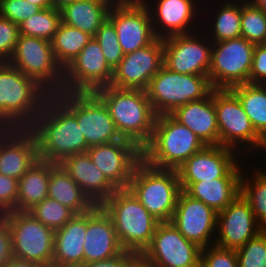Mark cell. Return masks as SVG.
I'll return each mask as SVG.
<instances>
[{
    "label": "cell",
    "mask_w": 266,
    "mask_h": 267,
    "mask_svg": "<svg viewBox=\"0 0 266 267\" xmlns=\"http://www.w3.org/2000/svg\"><path fill=\"white\" fill-rule=\"evenodd\" d=\"M26 1L39 6L41 9H47L51 7L50 0H26Z\"/></svg>",
    "instance_id": "cell-52"
},
{
    "label": "cell",
    "mask_w": 266,
    "mask_h": 267,
    "mask_svg": "<svg viewBox=\"0 0 266 267\" xmlns=\"http://www.w3.org/2000/svg\"><path fill=\"white\" fill-rule=\"evenodd\" d=\"M194 33L173 35L163 39V65L170 71L179 74L208 75L213 42L208 37L202 39V34L199 38L198 34Z\"/></svg>",
    "instance_id": "cell-16"
},
{
    "label": "cell",
    "mask_w": 266,
    "mask_h": 267,
    "mask_svg": "<svg viewBox=\"0 0 266 267\" xmlns=\"http://www.w3.org/2000/svg\"><path fill=\"white\" fill-rule=\"evenodd\" d=\"M13 258L12 235L7 221L0 216V267Z\"/></svg>",
    "instance_id": "cell-47"
},
{
    "label": "cell",
    "mask_w": 266,
    "mask_h": 267,
    "mask_svg": "<svg viewBox=\"0 0 266 267\" xmlns=\"http://www.w3.org/2000/svg\"><path fill=\"white\" fill-rule=\"evenodd\" d=\"M127 267H156L143 253L129 252Z\"/></svg>",
    "instance_id": "cell-49"
},
{
    "label": "cell",
    "mask_w": 266,
    "mask_h": 267,
    "mask_svg": "<svg viewBox=\"0 0 266 267\" xmlns=\"http://www.w3.org/2000/svg\"><path fill=\"white\" fill-rule=\"evenodd\" d=\"M238 267H266V229L236 249Z\"/></svg>",
    "instance_id": "cell-41"
},
{
    "label": "cell",
    "mask_w": 266,
    "mask_h": 267,
    "mask_svg": "<svg viewBox=\"0 0 266 267\" xmlns=\"http://www.w3.org/2000/svg\"><path fill=\"white\" fill-rule=\"evenodd\" d=\"M241 37L255 45L266 40V13L247 0L241 3Z\"/></svg>",
    "instance_id": "cell-38"
},
{
    "label": "cell",
    "mask_w": 266,
    "mask_h": 267,
    "mask_svg": "<svg viewBox=\"0 0 266 267\" xmlns=\"http://www.w3.org/2000/svg\"><path fill=\"white\" fill-rule=\"evenodd\" d=\"M255 44L243 37L213 42L208 77L213 89L249 83Z\"/></svg>",
    "instance_id": "cell-12"
},
{
    "label": "cell",
    "mask_w": 266,
    "mask_h": 267,
    "mask_svg": "<svg viewBox=\"0 0 266 267\" xmlns=\"http://www.w3.org/2000/svg\"><path fill=\"white\" fill-rule=\"evenodd\" d=\"M110 8L111 5L103 0H76L60 10L61 20L94 37L108 18Z\"/></svg>",
    "instance_id": "cell-29"
},
{
    "label": "cell",
    "mask_w": 266,
    "mask_h": 267,
    "mask_svg": "<svg viewBox=\"0 0 266 267\" xmlns=\"http://www.w3.org/2000/svg\"><path fill=\"white\" fill-rule=\"evenodd\" d=\"M48 130L49 149L59 164L64 158L87 152L89 146L77 123V117L51 95L36 117Z\"/></svg>",
    "instance_id": "cell-11"
},
{
    "label": "cell",
    "mask_w": 266,
    "mask_h": 267,
    "mask_svg": "<svg viewBox=\"0 0 266 267\" xmlns=\"http://www.w3.org/2000/svg\"><path fill=\"white\" fill-rule=\"evenodd\" d=\"M103 1L109 3L112 6L113 4H117L123 0H103Z\"/></svg>",
    "instance_id": "cell-54"
},
{
    "label": "cell",
    "mask_w": 266,
    "mask_h": 267,
    "mask_svg": "<svg viewBox=\"0 0 266 267\" xmlns=\"http://www.w3.org/2000/svg\"><path fill=\"white\" fill-rule=\"evenodd\" d=\"M113 69L102 48L93 37L74 60L63 70L62 92H90L109 86Z\"/></svg>",
    "instance_id": "cell-13"
},
{
    "label": "cell",
    "mask_w": 266,
    "mask_h": 267,
    "mask_svg": "<svg viewBox=\"0 0 266 267\" xmlns=\"http://www.w3.org/2000/svg\"><path fill=\"white\" fill-rule=\"evenodd\" d=\"M94 38L102 48L106 62L114 70L124 57L114 25L106 19Z\"/></svg>",
    "instance_id": "cell-40"
},
{
    "label": "cell",
    "mask_w": 266,
    "mask_h": 267,
    "mask_svg": "<svg viewBox=\"0 0 266 267\" xmlns=\"http://www.w3.org/2000/svg\"><path fill=\"white\" fill-rule=\"evenodd\" d=\"M206 145L170 114L157 115L150 142L142 159L156 168L177 170L190 156Z\"/></svg>",
    "instance_id": "cell-3"
},
{
    "label": "cell",
    "mask_w": 266,
    "mask_h": 267,
    "mask_svg": "<svg viewBox=\"0 0 266 267\" xmlns=\"http://www.w3.org/2000/svg\"><path fill=\"white\" fill-rule=\"evenodd\" d=\"M230 90L238 97L256 133L266 142V84L245 83Z\"/></svg>",
    "instance_id": "cell-32"
},
{
    "label": "cell",
    "mask_w": 266,
    "mask_h": 267,
    "mask_svg": "<svg viewBox=\"0 0 266 267\" xmlns=\"http://www.w3.org/2000/svg\"><path fill=\"white\" fill-rule=\"evenodd\" d=\"M94 93L109 109L120 136L142 150L152 138L157 118L146 90L119 89L109 85Z\"/></svg>",
    "instance_id": "cell-1"
},
{
    "label": "cell",
    "mask_w": 266,
    "mask_h": 267,
    "mask_svg": "<svg viewBox=\"0 0 266 267\" xmlns=\"http://www.w3.org/2000/svg\"><path fill=\"white\" fill-rule=\"evenodd\" d=\"M164 64L163 39L156 38L151 44L124 54L113 70L110 86L119 89L146 90L151 78Z\"/></svg>",
    "instance_id": "cell-18"
},
{
    "label": "cell",
    "mask_w": 266,
    "mask_h": 267,
    "mask_svg": "<svg viewBox=\"0 0 266 267\" xmlns=\"http://www.w3.org/2000/svg\"><path fill=\"white\" fill-rule=\"evenodd\" d=\"M142 1L150 12L153 30L157 38L164 39L173 35L195 32L193 28H196L195 26L198 24H193V22L197 23L196 19L199 17V14H196L199 12V8H196L198 6L194 2L195 0H156V3H153L154 7L151 1Z\"/></svg>",
    "instance_id": "cell-22"
},
{
    "label": "cell",
    "mask_w": 266,
    "mask_h": 267,
    "mask_svg": "<svg viewBox=\"0 0 266 267\" xmlns=\"http://www.w3.org/2000/svg\"><path fill=\"white\" fill-rule=\"evenodd\" d=\"M83 249L84 264L111 259L124 251L118 241L112 219L100 205L87 212V232Z\"/></svg>",
    "instance_id": "cell-23"
},
{
    "label": "cell",
    "mask_w": 266,
    "mask_h": 267,
    "mask_svg": "<svg viewBox=\"0 0 266 267\" xmlns=\"http://www.w3.org/2000/svg\"><path fill=\"white\" fill-rule=\"evenodd\" d=\"M8 63L36 80L51 95L62 92L63 68L55 59L50 41L19 35Z\"/></svg>",
    "instance_id": "cell-8"
},
{
    "label": "cell",
    "mask_w": 266,
    "mask_h": 267,
    "mask_svg": "<svg viewBox=\"0 0 266 267\" xmlns=\"http://www.w3.org/2000/svg\"><path fill=\"white\" fill-rule=\"evenodd\" d=\"M236 150L221 145H206L190 156L178 169L180 182H199L216 178H241Z\"/></svg>",
    "instance_id": "cell-17"
},
{
    "label": "cell",
    "mask_w": 266,
    "mask_h": 267,
    "mask_svg": "<svg viewBox=\"0 0 266 267\" xmlns=\"http://www.w3.org/2000/svg\"><path fill=\"white\" fill-rule=\"evenodd\" d=\"M48 197L75 214L86 213L96 206L59 164L50 171Z\"/></svg>",
    "instance_id": "cell-30"
},
{
    "label": "cell",
    "mask_w": 266,
    "mask_h": 267,
    "mask_svg": "<svg viewBox=\"0 0 266 267\" xmlns=\"http://www.w3.org/2000/svg\"><path fill=\"white\" fill-rule=\"evenodd\" d=\"M200 267H238L236 250L211 245L201 249Z\"/></svg>",
    "instance_id": "cell-42"
},
{
    "label": "cell",
    "mask_w": 266,
    "mask_h": 267,
    "mask_svg": "<svg viewBox=\"0 0 266 267\" xmlns=\"http://www.w3.org/2000/svg\"><path fill=\"white\" fill-rule=\"evenodd\" d=\"M129 252L123 251L120 255L98 262L85 263L80 267H127L129 262Z\"/></svg>",
    "instance_id": "cell-48"
},
{
    "label": "cell",
    "mask_w": 266,
    "mask_h": 267,
    "mask_svg": "<svg viewBox=\"0 0 266 267\" xmlns=\"http://www.w3.org/2000/svg\"><path fill=\"white\" fill-rule=\"evenodd\" d=\"M41 8L26 0H2L0 3V15L19 25Z\"/></svg>",
    "instance_id": "cell-43"
},
{
    "label": "cell",
    "mask_w": 266,
    "mask_h": 267,
    "mask_svg": "<svg viewBox=\"0 0 266 267\" xmlns=\"http://www.w3.org/2000/svg\"><path fill=\"white\" fill-rule=\"evenodd\" d=\"M249 1L254 7L262 9L266 13V0H247Z\"/></svg>",
    "instance_id": "cell-53"
},
{
    "label": "cell",
    "mask_w": 266,
    "mask_h": 267,
    "mask_svg": "<svg viewBox=\"0 0 266 267\" xmlns=\"http://www.w3.org/2000/svg\"><path fill=\"white\" fill-rule=\"evenodd\" d=\"M0 130L29 156L34 165H58L49 149L48 130L37 118L5 122Z\"/></svg>",
    "instance_id": "cell-24"
},
{
    "label": "cell",
    "mask_w": 266,
    "mask_h": 267,
    "mask_svg": "<svg viewBox=\"0 0 266 267\" xmlns=\"http://www.w3.org/2000/svg\"><path fill=\"white\" fill-rule=\"evenodd\" d=\"M18 196V180L0 174V216L16 211Z\"/></svg>",
    "instance_id": "cell-45"
},
{
    "label": "cell",
    "mask_w": 266,
    "mask_h": 267,
    "mask_svg": "<svg viewBox=\"0 0 266 267\" xmlns=\"http://www.w3.org/2000/svg\"><path fill=\"white\" fill-rule=\"evenodd\" d=\"M55 166L33 165L18 180L16 211L28 212L48 197L50 171Z\"/></svg>",
    "instance_id": "cell-31"
},
{
    "label": "cell",
    "mask_w": 266,
    "mask_h": 267,
    "mask_svg": "<svg viewBox=\"0 0 266 267\" xmlns=\"http://www.w3.org/2000/svg\"><path fill=\"white\" fill-rule=\"evenodd\" d=\"M1 216L11 230L13 257L52 267L55 231L29 212L10 211Z\"/></svg>",
    "instance_id": "cell-9"
},
{
    "label": "cell",
    "mask_w": 266,
    "mask_h": 267,
    "mask_svg": "<svg viewBox=\"0 0 266 267\" xmlns=\"http://www.w3.org/2000/svg\"><path fill=\"white\" fill-rule=\"evenodd\" d=\"M263 230L249 202L240 193L224 210L218 212L214 245L236 250Z\"/></svg>",
    "instance_id": "cell-21"
},
{
    "label": "cell",
    "mask_w": 266,
    "mask_h": 267,
    "mask_svg": "<svg viewBox=\"0 0 266 267\" xmlns=\"http://www.w3.org/2000/svg\"><path fill=\"white\" fill-rule=\"evenodd\" d=\"M92 38L93 36L80 29L68 26L63 22L60 23L51 44L55 59L63 70Z\"/></svg>",
    "instance_id": "cell-33"
},
{
    "label": "cell",
    "mask_w": 266,
    "mask_h": 267,
    "mask_svg": "<svg viewBox=\"0 0 266 267\" xmlns=\"http://www.w3.org/2000/svg\"><path fill=\"white\" fill-rule=\"evenodd\" d=\"M128 189L159 222L171 221L181 191L177 170L156 168L141 159Z\"/></svg>",
    "instance_id": "cell-4"
},
{
    "label": "cell",
    "mask_w": 266,
    "mask_h": 267,
    "mask_svg": "<svg viewBox=\"0 0 266 267\" xmlns=\"http://www.w3.org/2000/svg\"><path fill=\"white\" fill-rule=\"evenodd\" d=\"M213 101L219 145L234 149L238 154L241 151L244 155L253 152L252 150H264L265 141L256 133L238 97L230 89H213Z\"/></svg>",
    "instance_id": "cell-7"
},
{
    "label": "cell",
    "mask_w": 266,
    "mask_h": 267,
    "mask_svg": "<svg viewBox=\"0 0 266 267\" xmlns=\"http://www.w3.org/2000/svg\"><path fill=\"white\" fill-rule=\"evenodd\" d=\"M201 249L168 221L159 222L143 254L156 267H200Z\"/></svg>",
    "instance_id": "cell-15"
},
{
    "label": "cell",
    "mask_w": 266,
    "mask_h": 267,
    "mask_svg": "<svg viewBox=\"0 0 266 267\" xmlns=\"http://www.w3.org/2000/svg\"><path fill=\"white\" fill-rule=\"evenodd\" d=\"M19 35V25L0 15V62L11 58Z\"/></svg>",
    "instance_id": "cell-44"
},
{
    "label": "cell",
    "mask_w": 266,
    "mask_h": 267,
    "mask_svg": "<svg viewBox=\"0 0 266 267\" xmlns=\"http://www.w3.org/2000/svg\"><path fill=\"white\" fill-rule=\"evenodd\" d=\"M61 22L60 10L52 7L41 9L19 24V33L51 42Z\"/></svg>",
    "instance_id": "cell-36"
},
{
    "label": "cell",
    "mask_w": 266,
    "mask_h": 267,
    "mask_svg": "<svg viewBox=\"0 0 266 267\" xmlns=\"http://www.w3.org/2000/svg\"><path fill=\"white\" fill-rule=\"evenodd\" d=\"M241 2L242 0L237 4L235 1L227 0L219 7L218 13L213 14L215 20L211 18L212 26L209 27L212 37L208 34L212 42L241 37Z\"/></svg>",
    "instance_id": "cell-34"
},
{
    "label": "cell",
    "mask_w": 266,
    "mask_h": 267,
    "mask_svg": "<svg viewBox=\"0 0 266 267\" xmlns=\"http://www.w3.org/2000/svg\"><path fill=\"white\" fill-rule=\"evenodd\" d=\"M1 267H45V266L35 262L24 261L13 257L11 260L3 264Z\"/></svg>",
    "instance_id": "cell-50"
},
{
    "label": "cell",
    "mask_w": 266,
    "mask_h": 267,
    "mask_svg": "<svg viewBox=\"0 0 266 267\" xmlns=\"http://www.w3.org/2000/svg\"><path fill=\"white\" fill-rule=\"evenodd\" d=\"M76 0H50L51 7L57 10L63 9L66 5L72 4Z\"/></svg>",
    "instance_id": "cell-51"
},
{
    "label": "cell",
    "mask_w": 266,
    "mask_h": 267,
    "mask_svg": "<svg viewBox=\"0 0 266 267\" xmlns=\"http://www.w3.org/2000/svg\"><path fill=\"white\" fill-rule=\"evenodd\" d=\"M217 214L213 208L181 190L170 222L187 240L205 248L214 245Z\"/></svg>",
    "instance_id": "cell-19"
},
{
    "label": "cell",
    "mask_w": 266,
    "mask_h": 267,
    "mask_svg": "<svg viewBox=\"0 0 266 267\" xmlns=\"http://www.w3.org/2000/svg\"><path fill=\"white\" fill-rule=\"evenodd\" d=\"M33 165L29 156L0 130V174L19 180Z\"/></svg>",
    "instance_id": "cell-37"
},
{
    "label": "cell",
    "mask_w": 266,
    "mask_h": 267,
    "mask_svg": "<svg viewBox=\"0 0 266 267\" xmlns=\"http://www.w3.org/2000/svg\"><path fill=\"white\" fill-rule=\"evenodd\" d=\"M87 212L75 214L54 233L52 267H80L84 264Z\"/></svg>",
    "instance_id": "cell-26"
},
{
    "label": "cell",
    "mask_w": 266,
    "mask_h": 267,
    "mask_svg": "<svg viewBox=\"0 0 266 267\" xmlns=\"http://www.w3.org/2000/svg\"><path fill=\"white\" fill-rule=\"evenodd\" d=\"M55 96L77 117L89 147L123 139L109 109L95 93L61 92Z\"/></svg>",
    "instance_id": "cell-10"
},
{
    "label": "cell",
    "mask_w": 266,
    "mask_h": 267,
    "mask_svg": "<svg viewBox=\"0 0 266 267\" xmlns=\"http://www.w3.org/2000/svg\"><path fill=\"white\" fill-rule=\"evenodd\" d=\"M59 165L95 205H101L117 190L87 152L68 156Z\"/></svg>",
    "instance_id": "cell-25"
},
{
    "label": "cell",
    "mask_w": 266,
    "mask_h": 267,
    "mask_svg": "<svg viewBox=\"0 0 266 267\" xmlns=\"http://www.w3.org/2000/svg\"><path fill=\"white\" fill-rule=\"evenodd\" d=\"M257 170L252 171L251 180L242 173L241 195L249 202L257 222L266 229V171Z\"/></svg>",
    "instance_id": "cell-35"
},
{
    "label": "cell",
    "mask_w": 266,
    "mask_h": 267,
    "mask_svg": "<svg viewBox=\"0 0 266 267\" xmlns=\"http://www.w3.org/2000/svg\"><path fill=\"white\" fill-rule=\"evenodd\" d=\"M181 190L200 200L217 213L224 210L240 193L241 178H216L199 182H180Z\"/></svg>",
    "instance_id": "cell-28"
},
{
    "label": "cell",
    "mask_w": 266,
    "mask_h": 267,
    "mask_svg": "<svg viewBox=\"0 0 266 267\" xmlns=\"http://www.w3.org/2000/svg\"><path fill=\"white\" fill-rule=\"evenodd\" d=\"M113 221L125 251L143 253L150 245L159 221L128 189H117L101 205Z\"/></svg>",
    "instance_id": "cell-2"
},
{
    "label": "cell",
    "mask_w": 266,
    "mask_h": 267,
    "mask_svg": "<svg viewBox=\"0 0 266 267\" xmlns=\"http://www.w3.org/2000/svg\"><path fill=\"white\" fill-rule=\"evenodd\" d=\"M213 90L208 75L179 74L164 65L151 78L146 93L157 115L207 97Z\"/></svg>",
    "instance_id": "cell-6"
},
{
    "label": "cell",
    "mask_w": 266,
    "mask_h": 267,
    "mask_svg": "<svg viewBox=\"0 0 266 267\" xmlns=\"http://www.w3.org/2000/svg\"><path fill=\"white\" fill-rule=\"evenodd\" d=\"M249 83L266 84V47L263 44L254 47Z\"/></svg>",
    "instance_id": "cell-46"
},
{
    "label": "cell",
    "mask_w": 266,
    "mask_h": 267,
    "mask_svg": "<svg viewBox=\"0 0 266 267\" xmlns=\"http://www.w3.org/2000/svg\"><path fill=\"white\" fill-rule=\"evenodd\" d=\"M28 212L43 225L54 231L62 228L75 215L71 209L49 197Z\"/></svg>",
    "instance_id": "cell-39"
},
{
    "label": "cell",
    "mask_w": 266,
    "mask_h": 267,
    "mask_svg": "<svg viewBox=\"0 0 266 267\" xmlns=\"http://www.w3.org/2000/svg\"><path fill=\"white\" fill-rule=\"evenodd\" d=\"M87 153L117 189L128 188L134 168L142 159V150L134 142L124 138L90 146Z\"/></svg>",
    "instance_id": "cell-20"
},
{
    "label": "cell",
    "mask_w": 266,
    "mask_h": 267,
    "mask_svg": "<svg viewBox=\"0 0 266 267\" xmlns=\"http://www.w3.org/2000/svg\"><path fill=\"white\" fill-rule=\"evenodd\" d=\"M170 115L188 127L205 145H219L213 90L207 97L184 104Z\"/></svg>",
    "instance_id": "cell-27"
},
{
    "label": "cell",
    "mask_w": 266,
    "mask_h": 267,
    "mask_svg": "<svg viewBox=\"0 0 266 267\" xmlns=\"http://www.w3.org/2000/svg\"><path fill=\"white\" fill-rule=\"evenodd\" d=\"M107 19L115 27L124 54L143 48L157 38L150 12L142 0H123L113 4Z\"/></svg>",
    "instance_id": "cell-14"
},
{
    "label": "cell",
    "mask_w": 266,
    "mask_h": 267,
    "mask_svg": "<svg viewBox=\"0 0 266 267\" xmlns=\"http://www.w3.org/2000/svg\"><path fill=\"white\" fill-rule=\"evenodd\" d=\"M51 94L8 62H0V126L35 119Z\"/></svg>",
    "instance_id": "cell-5"
},
{
    "label": "cell",
    "mask_w": 266,
    "mask_h": 267,
    "mask_svg": "<svg viewBox=\"0 0 266 267\" xmlns=\"http://www.w3.org/2000/svg\"><path fill=\"white\" fill-rule=\"evenodd\" d=\"M264 150H265V152H263V153H266V142H265V147H264Z\"/></svg>",
    "instance_id": "cell-55"
}]
</instances>
